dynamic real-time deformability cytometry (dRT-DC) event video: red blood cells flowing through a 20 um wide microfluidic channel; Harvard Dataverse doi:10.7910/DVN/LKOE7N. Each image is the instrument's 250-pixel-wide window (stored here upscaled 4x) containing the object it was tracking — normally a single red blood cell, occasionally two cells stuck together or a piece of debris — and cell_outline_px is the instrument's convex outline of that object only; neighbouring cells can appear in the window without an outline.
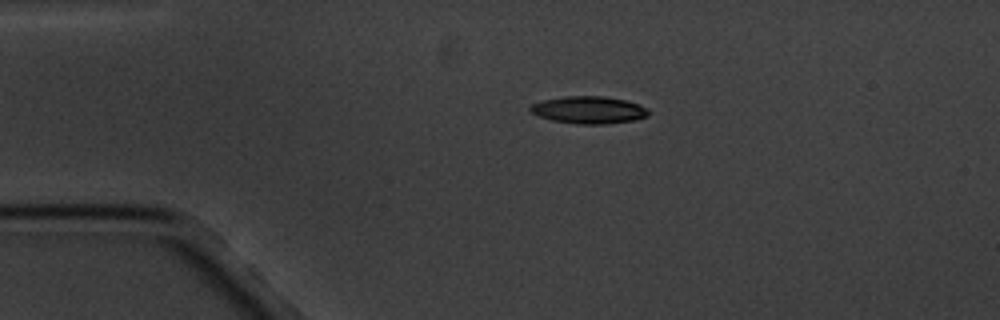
{"species": "common noctule bat (a hibernating species)", "species_latin": "Nyctalus noctula", "temperature_condition": "cold", "stored_images_in_passage": 5, "camera_frame_rate_fps": 3000, "um_per_image_px": 0.085, "animal": {"sex": "male", "body_mass_g": 20.1, "forearm_length_mm": 53.5}, "frame": {"image": 1, "passage_image": 4, "time_ms": 3.333, "image_size_px": [1000, 320], "cell_outline_px": [[648, 116], [636, 120], [604, 124], [576, 124], [552, 120], [540, 116], [532, 112], [528, 108], [532, 104], [544, 100], [564, 96], [604, 96], [628, 100], [648, 108]], "centroid_in_image_um": [50.08, 9.34], "position_along_channel_um": 34.9, "area_um2": 18.84}}